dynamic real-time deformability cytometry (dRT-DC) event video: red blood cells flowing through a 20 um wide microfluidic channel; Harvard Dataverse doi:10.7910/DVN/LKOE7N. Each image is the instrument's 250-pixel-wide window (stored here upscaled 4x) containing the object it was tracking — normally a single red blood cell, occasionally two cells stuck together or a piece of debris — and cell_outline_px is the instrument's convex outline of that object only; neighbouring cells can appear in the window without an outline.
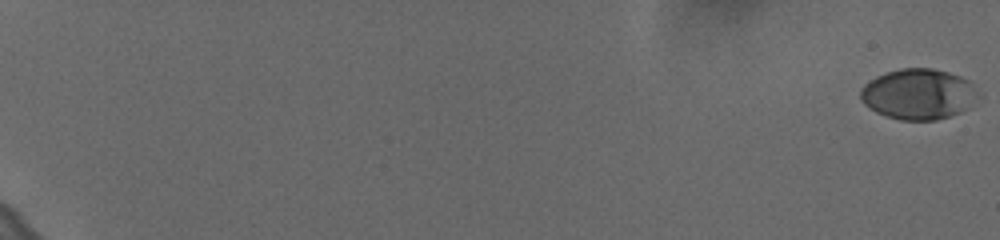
{"species": "human", "species_latin": "Homo sapiens", "temperature_condition": "cold", "stored_images_in_passage": 62, "camera_frame_rate_fps": 3000, "um_per_image_px": 0.085, "donor": {"sex": "female"}, "frame": {"image": 1, "passage_image": 1, "time_ms": 0.0, "image_size_px": [1000, 240], "cell_outline_px": [[972, 84], [964, 108], [960, 112], [936, 120], [900, 120], [876, 112], [864, 104], [860, 100], [860, 88], [864, 84], [876, 76], [900, 68], [932, 68], [948, 72], [960, 76], [968, 80]], "centroid_in_image_um": [77.89, 7.98], "position_along_channel_um": 7.1, "area_um2": 33.47}}
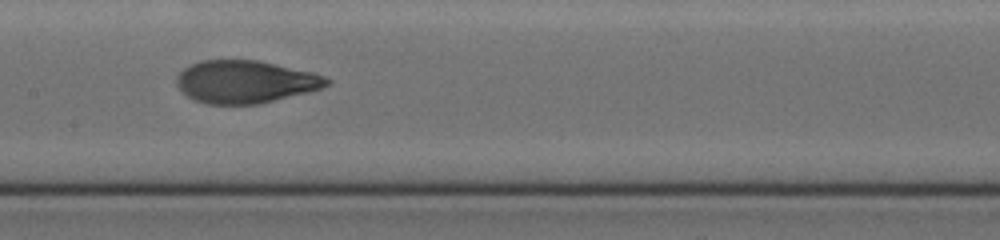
{"frame": {"image": 2, "passage_image": 36, "time_ms": 11.667, "image_size_px": [1000, 240], "cell_outline_px": [[332, 80], [328, 84], [320, 88], [308, 92], [260, 104], [204, 104], [192, 100], [176, 84], [176, 76], [184, 68], [200, 60], [256, 60], [312, 72], [324, 76]], "centroid_in_image_um": [20.83, 6.96], "position_along_channel_um": 186.6, "area_um2": 37.22}}
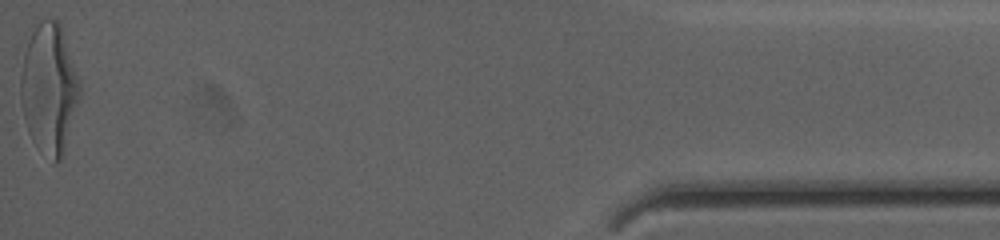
{"frame": {"image": 3, "passage_image": 62, "time_ms": 20.333, "image_size_px": [1000, 240], "cell_outline_px": [[80, 100], [64, 152], [60, 160], [56, 164], [32, 140], [28, 132], [20, 100], [20, 76], [24, 56], [32, 32], [40, 20], [56, 20], [60, 24], [80, 80]], "centroid_in_image_um": [4.19, 7.56], "position_along_channel_um": 431.0, "area_um2": 44.33}, "authors_computed_cell_mechanics": {"area_um2": 37.0787, "velocity_mm_per_s": 3.6227, "shape_relaxation_time_tau1_ms": 4.7926, "shape_relaxation_time_tau2_ms": 0.9364, "deformation_change_tau1": 0.2202, "deformation_change_tau2": 0.0703}}